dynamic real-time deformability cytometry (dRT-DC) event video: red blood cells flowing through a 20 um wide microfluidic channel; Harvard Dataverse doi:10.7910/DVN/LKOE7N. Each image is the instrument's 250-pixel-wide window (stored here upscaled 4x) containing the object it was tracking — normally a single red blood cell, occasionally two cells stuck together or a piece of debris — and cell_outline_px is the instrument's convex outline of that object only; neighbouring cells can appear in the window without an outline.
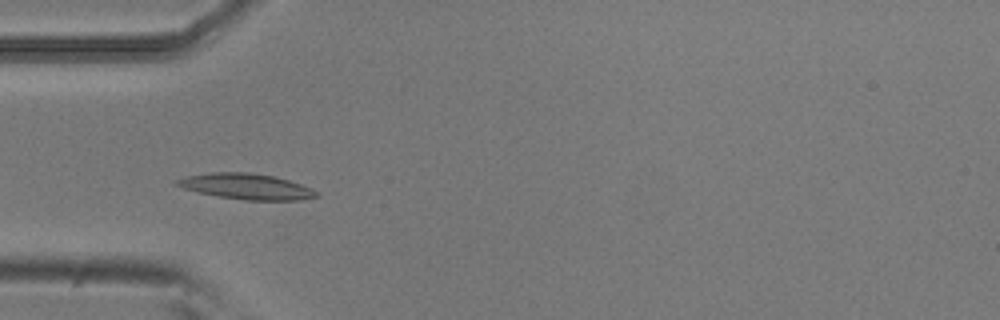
{"species": "common noctule bat (a hibernating species)", "species_latin": "Nyctalus noctula", "temperature_condition": "room temperature", "stored_images_in_passage": 33, "camera_frame_rate_fps": 3000, "um_per_image_px": 0.085, "animal": {"sex": "male", "body_mass_g": 20.5, "forearm_length_mm": 52.5}, "frame": {"image": 1, "passage_image": 4, "time_ms": 1.0, "image_size_px": [1000, 320], "cell_outline_px": [[320, 196], [300, 200], [244, 200], [220, 196], [200, 192], [184, 188], [176, 184], [176, 180], [188, 176], [212, 172], [248, 172], [276, 176], [312, 188]], "centroid_in_image_um": [21.0, 15.84], "position_along_channel_um": 64.0, "area_um2": 20.63}}
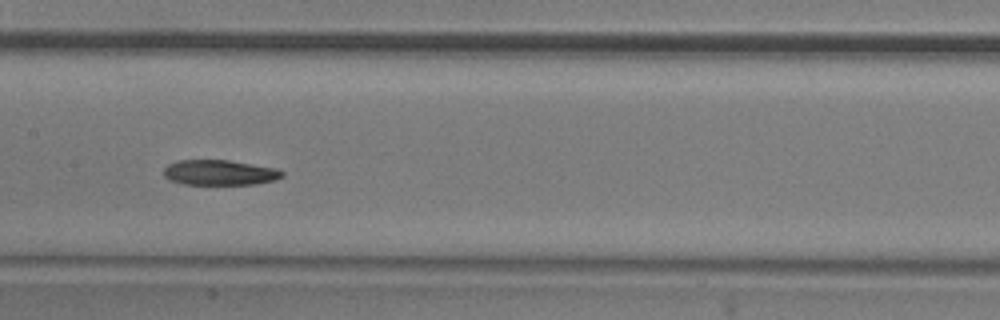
{"frame": {"image": 2, "passage_image": 14, "time_ms": 4.333, "image_size_px": [1000, 320], "cell_outline_px": [[284, 176], [276, 180], [256, 184], [184, 184], [168, 180], [164, 176], [164, 168], [168, 164], [180, 160], [228, 160], [276, 168], [284, 172]], "centroid_in_image_um": [18.68, 14.67], "position_along_channel_um": 188.7, "area_um2": 17.46}}
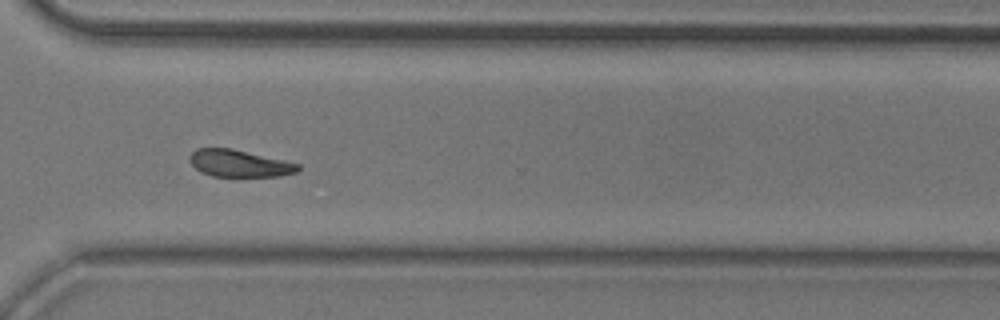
{"frame": {"image": 3, "passage_image": 27, "time_ms": 8.667, "image_size_px": [1000, 320], "cell_outline_px": [[300, 168], [296, 172], [280, 176], [236, 180], [212, 176], [200, 172], [188, 160], [188, 156], [196, 148], [232, 148], [284, 160], [300, 164]], "centroid_in_image_um": [20.33, 13.94], "position_along_channel_um": 350.3, "area_um2": 18.09}, "authors_computed_cell_mechanics": {"area_um2": 18.3804, "velocity_mm_per_s": 3.7411, "shape_relaxation_time_tau1_ms": 7.8528, "shape_relaxation_time_tau2_ms": 10.7748, "deformation_change_tau1": 0.171, "deformation_change_tau2": 0.1715}}